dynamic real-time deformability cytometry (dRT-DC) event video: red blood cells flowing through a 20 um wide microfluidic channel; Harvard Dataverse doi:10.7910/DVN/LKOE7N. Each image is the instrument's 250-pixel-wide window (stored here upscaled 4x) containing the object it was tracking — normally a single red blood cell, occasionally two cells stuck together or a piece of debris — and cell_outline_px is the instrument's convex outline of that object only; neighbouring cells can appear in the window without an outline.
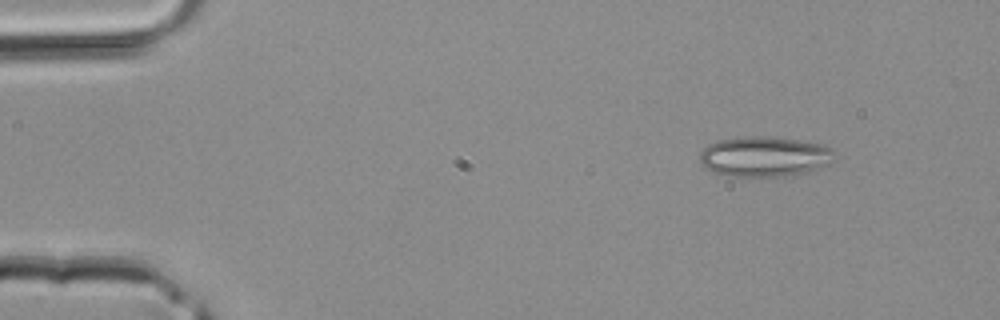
{"species": "common noctule bat (a hibernating species)", "species_latin": "Nyctalus noctula", "temperature_condition": "room temperature", "stored_images_in_passage": 38, "camera_frame_rate_fps": 3000, "um_per_image_px": 0.085, "animal": {"sex": "male", "body_mass_g": 20.4}, "frame": {"image": 1, "passage_image": 1, "time_ms": 0.0, "image_size_px": [1000, 320], "cell_outline_px": [[836, 160], [828, 164], [808, 172], [784, 176], [732, 176], [716, 172], [704, 168], [700, 164], [700, 152], [708, 144], [716, 140], [744, 136], [764, 136], [796, 140], [824, 144], [832, 148]], "centroid_in_image_um": [64.98, 13.3], "position_along_channel_um": 20.0, "area_um2": 31.73}}
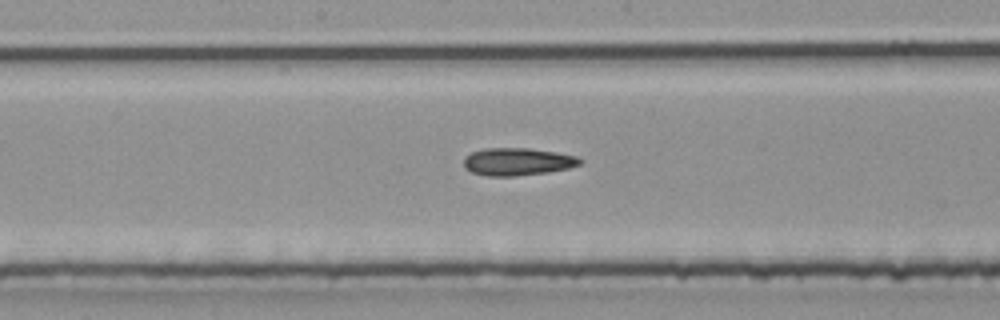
{"frame": {"image": 2, "passage_image": 18, "time_ms": 5.667, "image_size_px": [1000, 320], "cell_outline_px": [[584, 160], [580, 164], [568, 168], [548, 172], [516, 176], [488, 176], [472, 172], [464, 168], [464, 156], [472, 152], [484, 148], [528, 148], [556, 152], [580, 156]], "centroid_in_image_um": [44.0, 13.74], "position_along_channel_um": 204.2, "area_um2": 18.84}}
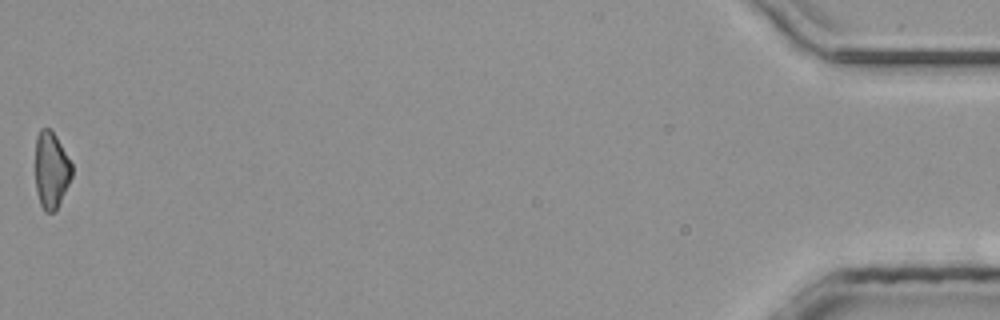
{"frame": {"image": 3, "passage_image": 38, "time_ms": 12.333, "image_size_px": [1000, 320], "cell_outline_px": [[72, 176], [56, 212], [44, 212], [40, 204], [36, 192], [36, 136], [40, 128], [48, 128], [56, 136], [72, 164]], "centroid_in_image_um": [4.35, 14.49], "position_along_channel_um": 430.8, "area_um2": 16.36}}